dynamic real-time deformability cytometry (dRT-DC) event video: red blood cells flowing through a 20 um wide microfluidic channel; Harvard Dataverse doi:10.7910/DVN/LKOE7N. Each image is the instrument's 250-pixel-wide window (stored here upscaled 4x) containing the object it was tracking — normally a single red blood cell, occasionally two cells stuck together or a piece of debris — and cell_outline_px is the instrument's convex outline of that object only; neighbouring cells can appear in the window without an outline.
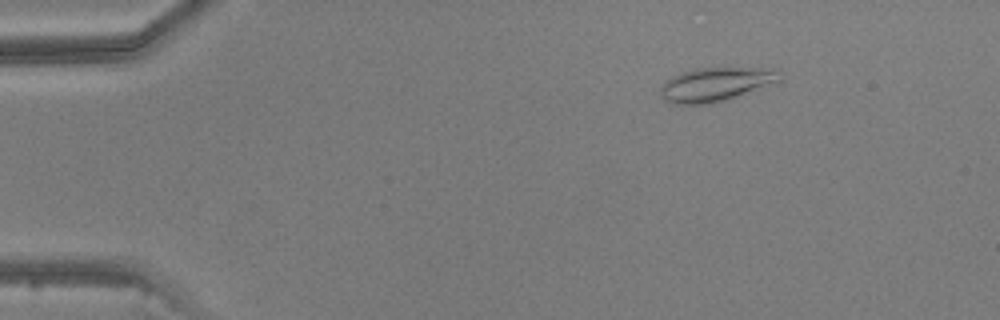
{"species": "common noctule bat (a hibernating species)", "species_latin": "Nyctalus noctula", "temperature_condition": "warm", "stored_images_in_passage": 5, "camera_frame_rate_fps": 3000, "um_per_image_px": 0.085, "animal": {"sex": "male", "body_mass_g": 20.5, "forearm_length_mm": 52.5}, "frame": {"image": 1, "passage_image": 3, "time_ms": 2.333, "image_size_px": [1000, 320], "cell_outline_px": [[780, 80], [724, 100], [712, 104], [672, 104], [664, 100], [660, 96], [660, 84], [672, 76], [680, 72], [696, 68], [776, 68], [780, 72]], "centroid_in_image_um": [60.74, 7.16], "position_along_channel_um": 24.3, "area_um2": 23.41}}